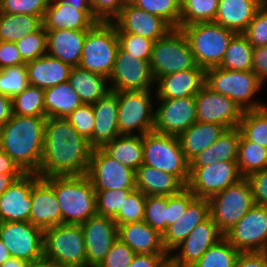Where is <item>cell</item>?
Returning a JSON list of instances; mask_svg holds the SVG:
<instances>
[{
    "label": "cell",
    "mask_w": 267,
    "mask_h": 267,
    "mask_svg": "<svg viewBox=\"0 0 267 267\" xmlns=\"http://www.w3.org/2000/svg\"><path fill=\"white\" fill-rule=\"evenodd\" d=\"M60 1L70 4L78 10H92L89 4V0H60Z\"/></svg>",
    "instance_id": "cell-67"
},
{
    "label": "cell",
    "mask_w": 267,
    "mask_h": 267,
    "mask_svg": "<svg viewBox=\"0 0 267 267\" xmlns=\"http://www.w3.org/2000/svg\"><path fill=\"white\" fill-rule=\"evenodd\" d=\"M117 37L123 51L141 60L151 59L153 40L131 33H117Z\"/></svg>",
    "instance_id": "cell-51"
},
{
    "label": "cell",
    "mask_w": 267,
    "mask_h": 267,
    "mask_svg": "<svg viewBox=\"0 0 267 267\" xmlns=\"http://www.w3.org/2000/svg\"><path fill=\"white\" fill-rule=\"evenodd\" d=\"M239 171L243 177L267 168V148L248 141L242 134L237 156Z\"/></svg>",
    "instance_id": "cell-40"
},
{
    "label": "cell",
    "mask_w": 267,
    "mask_h": 267,
    "mask_svg": "<svg viewBox=\"0 0 267 267\" xmlns=\"http://www.w3.org/2000/svg\"><path fill=\"white\" fill-rule=\"evenodd\" d=\"M81 227L87 267H98L118 238V226L112 218L96 214L81 224Z\"/></svg>",
    "instance_id": "cell-20"
},
{
    "label": "cell",
    "mask_w": 267,
    "mask_h": 267,
    "mask_svg": "<svg viewBox=\"0 0 267 267\" xmlns=\"http://www.w3.org/2000/svg\"><path fill=\"white\" fill-rule=\"evenodd\" d=\"M168 263V253H139L135 255L128 267H165Z\"/></svg>",
    "instance_id": "cell-60"
},
{
    "label": "cell",
    "mask_w": 267,
    "mask_h": 267,
    "mask_svg": "<svg viewBox=\"0 0 267 267\" xmlns=\"http://www.w3.org/2000/svg\"><path fill=\"white\" fill-rule=\"evenodd\" d=\"M46 53L72 67L79 66L87 30H46Z\"/></svg>",
    "instance_id": "cell-28"
},
{
    "label": "cell",
    "mask_w": 267,
    "mask_h": 267,
    "mask_svg": "<svg viewBox=\"0 0 267 267\" xmlns=\"http://www.w3.org/2000/svg\"><path fill=\"white\" fill-rule=\"evenodd\" d=\"M240 251L225 237L211 246L192 267H235Z\"/></svg>",
    "instance_id": "cell-44"
},
{
    "label": "cell",
    "mask_w": 267,
    "mask_h": 267,
    "mask_svg": "<svg viewBox=\"0 0 267 267\" xmlns=\"http://www.w3.org/2000/svg\"><path fill=\"white\" fill-rule=\"evenodd\" d=\"M241 131L239 128L226 129L212 145L189 162V168H199L216 161H237Z\"/></svg>",
    "instance_id": "cell-34"
},
{
    "label": "cell",
    "mask_w": 267,
    "mask_h": 267,
    "mask_svg": "<svg viewBox=\"0 0 267 267\" xmlns=\"http://www.w3.org/2000/svg\"><path fill=\"white\" fill-rule=\"evenodd\" d=\"M136 7L157 15L173 28H179L181 0H130Z\"/></svg>",
    "instance_id": "cell-45"
},
{
    "label": "cell",
    "mask_w": 267,
    "mask_h": 267,
    "mask_svg": "<svg viewBox=\"0 0 267 267\" xmlns=\"http://www.w3.org/2000/svg\"><path fill=\"white\" fill-rule=\"evenodd\" d=\"M151 95V90L117 92L120 135H135L131 132L136 129V135H145L154 130L155 109Z\"/></svg>",
    "instance_id": "cell-11"
},
{
    "label": "cell",
    "mask_w": 267,
    "mask_h": 267,
    "mask_svg": "<svg viewBox=\"0 0 267 267\" xmlns=\"http://www.w3.org/2000/svg\"><path fill=\"white\" fill-rule=\"evenodd\" d=\"M43 255L59 267H87L81 225L62 223L44 229Z\"/></svg>",
    "instance_id": "cell-6"
},
{
    "label": "cell",
    "mask_w": 267,
    "mask_h": 267,
    "mask_svg": "<svg viewBox=\"0 0 267 267\" xmlns=\"http://www.w3.org/2000/svg\"><path fill=\"white\" fill-rule=\"evenodd\" d=\"M210 216L207 198H195L183 215L168 226L162 234V243L168 254L178 246L190 232Z\"/></svg>",
    "instance_id": "cell-27"
},
{
    "label": "cell",
    "mask_w": 267,
    "mask_h": 267,
    "mask_svg": "<svg viewBox=\"0 0 267 267\" xmlns=\"http://www.w3.org/2000/svg\"><path fill=\"white\" fill-rule=\"evenodd\" d=\"M197 66L204 70L219 67L227 47L237 34L215 22H198L180 28Z\"/></svg>",
    "instance_id": "cell-4"
},
{
    "label": "cell",
    "mask_w": 267,
    "mask_h": 267,
    "mask_svg": "<svg viewBox=\"0 0 267 267\" xmlns=\"http://www.w3.org/2000/svg\"><path fill=\"white\" fill-rule=\"evenodd\" d=\"M264 2L265 0H219L214 22L235 33H243Z\"/></svg>",
    "instance_id": "cell-31"
},
{
    "label": "cell",
    "mask_w": 267,
    "mask_h": 267,
    "mask_svg": "<svg viewBox=\"0 0 267 267\" xmlns=\"http://www.w3.org/2000/svg\"><path fill=\"white\" fill-rule=\"evenodd\" d=\"M224 235L209 216L169 254V262L176 267H192L202 255ZM174 251H178L174 253Z\"/></svg>",
    "instance_id": "cell-18"
},
{
    "label": "cell",
    "mask_w": 267,
    "mask_h": 267,
    "mask_svg": "<svg viewBox=\"0 0 267 267\" xmlns=\"http://www.w3.org/2000/svg\"><path fill=\"white\" fill-rule=\"evenodd\" d=\"M118 238L136 254L167 253L163 247L162 234L144 220L119 225Z\"/></svg>",
    "instance_id": "cell-30"
},
{
    "label": "cell",
    "mask_w": 267,
    "mask_h": 267,
    "mask_svg": "<svg viewBox=\"0 0 267 267\" xmlns=\"http://www.w3.org/2000/svg\"><path fill=\"white\" fill-rule=\"evenodd\" d=\"M29 263V261L10 257L0 267H28Z\"/></svg>",
    "instance_id": "cell-66"
},
{
    "label": "cell",
    "mask_w": 267,
    "mask_h": 267,
    "mask_svg": "<svg viewBox=\"0 0 267 267\" xmlns=\"http://www.w3.org/2000/svg\"><path fill=\"white\" fill-rule=\"evenodd\" d=\"M253 46L242 33H237L227 47L222 69L234 71H252Z\"/></svg>",
    "instance_id": "cell-39"
},
{
    "label": "cell",
    "mask_w": 267,
    "mask_h": 267,
    "mask_svg": "<svg viewBox=\"0 0 267 267\" xmlns=\"http://www.w3.org/2000/svg\"><path fill=\"white\" fill-rule=\"evenodd\" d=\"M44 89L28 85L12 98L13 114L19 116L45 117Z\"/></svg>",
    "instance_id": "cell-43"
},
{
    "label": "cell",
    "mask_w": 267,
    "mask_h": 267,
    "mask_svg": "<svg viewBox=\"0 0 267 267\" xmlns=\"http://www.w3.org/2000/svg\"><path fill=\"white\" fill-rule=\"evenodd\" d=\"M28 267H59L54 262L42 258L38 261L30 262Z\"/></svg>",
    "instance_id": "cell-68"
},
{
    "label": "cell",
    "mask_w": 267,
    "mask_h": 267,
    "mask_svg": "<svg viewBox=\"0 0 267 267\" xmlns=\"http://www.w3.org/2000/svg\"><path fill=\"white\" fill-rule=\"evenodd\" d=\"M143 220L163 234L169 226V196H146Z\"/></svg>",
    "instance_id": "cell-46"
},
{
    "label": "cell",
    "mask_w": 267,
    "mask_h": 267,
    "mask_svg": "<svg viewBox=\"0 0 267 267\" xmlns=\"http://www.w3.org/2000/svg\"><path fill=\"white\" fill-rule=\"evenodd\" d=\"M68 82L83 104L93 105L111 91L107 77L79 66L72 68Z\"/></svg>",
    "instance_id": "cell-35"
},
{
    "label": "cell",
    "mask_w": 267,
    "mask_h": 267,
    "mask_svg": "<svg viewBox=\"0 0 267 267\" xmlns=\"http://www.w3.org/2000/svg\"><path fill=\"white\" fill-rule=\"evenodd\" d=\"M11 257L8 248L4 242L0 239V266Z\"/></svg>",
    "instance_id": "cell-69"
},
{
    "label": "cell",
    "mask_w": 267,
    "mask_h": 267,
    "mask_svg": "<svg viewBox=\"0 0 267 267\" xmlns=\"http://www.w3.org/2000/svg\"><path fill=\"white\" fill-rule=\"evenodd\" d=\"M157 99L195 97L205 85V70L200 66L186 71L171 73L155 81Z\"/></svg>",
    "instance_id": "cell-23"
},
{
    "label": "cell",
    "mask_w": 267,
    "mask_h": 267,
    "mask_svg": "<svg viewBox=\"0 0 267 267\" xmlns=\"http://www.w3.org/2000/svg\"><path fill=\"white\" fill-rule=\"evenodd\" d=\"M252 72L263 83L267 81V46L253 48Z\"/></svg>",
    "instance_id": "cell-61"
},
{
    "label": "cell",
    "mask_w": 267,
    "mask_h": 267,
    "mask_svg": "<svg viewBox=\"0 0 267 267\" xmlns=\"http://www.w3.org/2000/svg\"><path fill=\"white\" fill-rule=\"evenodd\" d=\"M226 128L216 123L195 122L178 136L185 158L190 162L212 145L225 132Z\"/></svg>",
    "instance_id": "cell-33"
},
{
    "label": "cell",
    "mask_w": 267,
    "mask_h": 267,
    "mask_svg": "<svg viewBox=\"0 0 267 267\" xmlns=\"http://www.w3.org/2000/svg\"><path fill=\"white\" fill-rule=\"evenodd\" d=\"M13 116L12 98L0 94V127L4 126Z\"/></svg>",
    "instance_id": "cell-64"
},
{
    "label": "cell",
    "mask_w": 267,
    "mask_h": 267,
    "mask_svg": "<svg viewBox=\"0 0 267 267\" xmlns=\"http://www.w3.org/2000/svg\"><path fill=\"white\" fill-rule=\"evenodd\" d=\"M44 93L46 118H67L83 104L68 81L45 89Z\"/></svg>",
    "instance_id": "cell-36"
},
{
    "label": "cell",
    "mask_w": 267,
    "mask_h": 267,
    "mask_svg": "<svg viewBox=\"0 0 267 267\" xmlns=\"http://www.w3.org/2000/svg\"><path fill=\"white\" fill-rule=\"evenodd\" d=\"M0 173L24 174L25 172L0 148Z\"/></svg>",
    "instance_id": "cell-63"
},
{
    "label": "cell",
    "mask_w": 267,
    "mask_h": 267,
    "mask_svg": "<svg viewBox=\"0 0 267 267\" xmlns=\"http://www.w3.org/2000/svg\"><path fill=\"white\" fill-rule=\"evenodd\" d=\"M46 117L14 115L0 127V148L25 173H38L44 147Z\"/></svg>",
    "instance_id": "cell-2"
},
{
    "label": "cell",
    "mask_w": 267,
    "mask_h": 267,
    "mask_svg": "<svg viewBox=\"0 0 267 267\" xmlns=\"http://www.w3.org/2000/svg\"><path fill=\"white\" fill-rule=\"evenodd\" d=\"M197 66L189 43L179 28L153 44L150 68L155 81L162 76L193 69Z\"/></svg>",
    "instance_id": "cell-9"
},
{
    "label": "cell",
    "mask_w": 267,
    "mask_h": 267,
    "mask_svg": "<svg viewBox=\"0 0 267 267\" xmlns=\"http://www.w3.org/2000/svg\"><path fill=\"white\" fill-rule=\"evenodd\" d=\"M134 189H108L95 191L97 214L114 219L128 194Z\"/></svg>",
    "instance_id": "cell-50"
},
{
    "label": "cell",
    "mask_w": 267,
    "mask_h": 267,
    "mask_svg": "<svg viewBox=\"0 0 267 267\" xmlns=\"http://www.w3.org/2000/svg\"><path fill=\"white\" fill-rule=\"evenodd\" d=\"M23 174L0 173V196Z\"/></svg>",
    "instance_id": "cell-65"
},
{
    "label": "cell",
    "mask_w": 267,
    "mask_h": 267,
    "mask_svg": "<svg viewBox=\"0 0 267 267\" xmlns=\"http://www.w3.org/2000/svg\"><path fill=\"white\" fill-rule=\"evenodd\" d=\"M158 101L161 104L155 109L154 131L178 137L197 122L194 97Z\"/></svg>",
    "instance_id": "cell-19"
},
{
    "label": "cell",
    "mask_w": 267,
    "mask_h": 267,
    "mask_svg": "<svg viewBox=\"0 0 267 267\" xmlns=\"http://www.w3.org/2000/svg\"><path fill=\"white\" fill-rule=\"evenodd\" d=\"M205 85L212 91L232 99L243 111L266 106L254 100L264 83L252 71L209 68L205 70Z\"/></svg>",
    "instance_id": "cell-5"
},
{
    "label": "cell",
    "mask_w": 267,
    "mask_h": 267,
    "mask_svg": "<svg viewBox=\"0 0 267 267\" xmlns=\"http://www.w3.org/2000/svg\"><path fill=\"white\" fill-rule=\"evenodd\" d=\"M28 85L26 65L7 67L0 70V94L13 98L22 93Z\"/></svg>",
    "instance_id": "cell-47"
},
{
    "label": "cell",
    "mask_w": 267,
    "mask_h": 267,
    "mask_svg": "<svg viewBox=\"0 0 267 267\" xmlns=\"http://www.w3.org/2000/svg\"><path fill=\"white\" fill-rule=\"evenodd\" d=\"M136 189L146 196H169L186 186L173 174L142 164L135 172Z\"/></svg>",
    "instance_id": "cell-32"
},
{
    "label": "cell",
    "mask_w": 267,
    "mask_h": 267,
    "mask_svg": "<svg viewBox=\"0 0 267 267\" xmlns=\"http://www.w3.org/2000/svg\"><path fill=\"white\" fill-rule=\"evenodd\" d=\"M92 148L66 118H47L39 167L41 178L87 173Z\"/></svg>",
    "instance_id": "cell-1"
},
{
    "label": "cell",
    "mask_w": 267,
    "mask_h": 267,
    "mask_svg": "<svg viewBox=\"0 0 267 267\" xmlns=\"http://www.w3.org/2000/svg\"><path fill=\"white\" fill-rule=\"evenodd\" d=\"M42 20L40 16L0 12V41L16 42L38 30Z\"/></svg>",
    "instance_id": "cell-38"
},
{
    "label": "cell",
    "mask_w": 267,
    "mask_h": 267,
    "mask_svg": "<svg viewBox=\"0 0 267 267\" xmlns=\"http://www.w3.org/2000/svg\"><path fill=\"white\" fill-rule=\"evenodd\" d=\"M103 149L135 172L143 164V135H120Z\"/></svg>",
    "instance_id": "cell-37"
},
{
    "label": "cell",
    "mask_w": 267,
    "mask_h": 267,
    "mask_svg": "<svg viewBox=\"0 0 267 267\" xmlns=\"http://www.w3.org/2000/svg\"><path fill=\"white\" fill-rule=\"evenodd\" d=\"M130 0H89L92 14L98 22H113Z\"/></svg>",
    "instance_id": "cell-56"
},
{
    "label": "cell",
    "mask_w": 267,
    "mask_h": 267,
    "mask_svg": "<svg viewBox=\"0 0 267 267\" xmlns=\"http://www.w3.org/2000/svg\"><path fill=\"white\" fill-rule=\"evenodd\" d=\"M165 267H176V266L172 265V264L169 262Z\"/></svg>",
    "instance_id": "cell-70"
},
{
    "label": "cell",
    "mask_w": 267,
    "mask_h": 267,
    "mask_svg": "<svg viewBox=\"0 0 267 267\" xmlns=\"http://www.w3.org/2000/svg\"><path fill=\"white\" fill-rule=\"evenodd\" d=\"M143 164L175 175L185 186L189 179V162L177 136L157 131L143 135Z\"/></svg>",
    "instance_id": "cell-8"
},
{
    "label": "cell",
    "mask_w": 267,
    "mask_h": 267,
    "mask_svg": "<svg viewBox=\"0 0 267 267\" xmlns=\"http://www.w3.org/2000/svg\"><path fill=\"white\" fill-rule=\"evenodd\" d=\"M117 33H131L146 37L154 42L167 35L173 27L163 18L150 14L130 1L113 21Z\"/></svg>",
    "instance_id": "cell-22"
},
{
    "label": "cell",
    "mask_w": 267,
    "mask_h": 267,
    "mask_svg": "<svg viewBox=\"0 0 267 267\" xmlns=\"http://www.w3.org/2000/svg\"><path fill=\"white\" fill-rule=\"evenodd\" d=\"M44 230L30 222H0V239L8 248L11 257L29 262L44 258Z\"/></svg>",
    "instance_id": "cell-14"
},
{
    "label": "cell",
    "mask_w": 267,
    "mask_h": 267,
    "mask_svg": "<svg viewBox=\"0 0 267 267\" xmlns=\"http://www.w3.org/2000/svg\"><path fill=\"white\" fill-rule=\"evenodd\" d=\"M118 48L116 25L113 22H97L87 30L79 67L109 78Z\"/></svg>",
    "instance_id": "cell-7"
},
{
    "label": "cell",
    "mask_w": 267,
    "mask_h": 267,
    "mask_svg": "<svg viewBox=\"0 0 267 267\" xmlns=\"http://www.w3.org/2000/svg\"><path fill=\"white\" fill-rule=\"evenodd\" d=\"M43 179L54 189L62 223L81 225L97 214L96 193L86 174Z\"/></svg>",
    "instance_id": "cell-3"
},
{
    "label": "cell",
    "mask_w": 267,
    "mask_h": 267,
    "mask_svg": "<svg viewBox=\"0 0 267 267\" xmlns=\"http://www.w3.org/2000/svg\"><path fill=\"white\" fill-rule=\"evenodd\" d=\"M42 22L46 30H89L98 21L92 10H78L60 0H50Z\"/></svg>",
    "instance_id": "cell-25"
},
{
    "label": "cell",
    "mask_w": 267,
    "mask_h": 267,
    "mask_svg": "<svg viewBox=\"0 0 267 267\" xmlns=\"http://www.w3.org/2000/svg\"><path fill=\"white\" fill-rule=\"evenodd\" d=\"M29 222L41 229L62 224V214L54 189L41 178L31 192Z\"/></svg>",
    "instance_id": "cell-26"
},
{
    "label": "cell",
    "mask_w": 267,
    "mask_h": 267,
    "mask_svg": "<svg viewBox=\"0 0 267 267\" xmlns=\"http://www.w3.org/2000/svg\"><path fill=\"white\" fill-rule=\"evenodd\" d=\"M246 178L251 186L255 204L267 208V168L251 173Z\"/></svg>",
    "instance_id": "cell-58"
},
{
    "label": "cell",
    "mask_w": 267,
    "mask_h": 267,
    "mask_svg": "<svg viewBox=\"0 0 267 267\" xmlns=\"http://www.w3.org/2000/svg\"><path fill=\"white\" fill-rule=\"evenodd\" d=\"M50 0H0V12L44 17Z\"/></svg>",
    "instance_id": "cell-53"
},
{
    "label": "cell",
    "mask_w": 267,
    "mask_h": 267,
    "mask_svg": "<svg viewBox=\"0 0 267 267\" xmlns=\"http://www.w3.org/2000/svg\"><path fill=\"white\" fill-rule=\"evenodd\" d=\"M224 237L240 252L267 251V208L255 204Z\"/></svg>",
    "instance_id": "cell-15"
},
{
    "label": "cell",
    "mask_w": 267,
    "mask_h": 267,
    "mask_svg": "<svg viewBox=\"0 0 267 267\" xmlns=\"http://www.w3.org/2000/svg\"><path fill=\"white\" fill-rule=\"evenodd\" d=\"M25 64L15 42L0 41V70Z\"/></svg>",
    "instance_id": "cell-59"
},
{
    "label": "cell",
    "mask_w": 267,
    "mask_h": 267,
    "mask_svg": "<svg viewBox=\"0 0 267 267\" xmlns=\"http://www.w3.org/2000/svg\"><path fill=\"white\" fill-rule=\"evenodd\" d=\"M248 140L267 148V105L253 110H245L238 126Z\"/></svg>",
    "instance_id": "cell-41"
},
{
    "label": "cell",
    "mask_w": 267,
    "mask_h": 267,
    "mask_svg": "<svg viewBox=\"0 0 267 267\" xmlns=\"http://www.w3.org/2000/svg\"><path fill=\"white\" fill-rule=\"evenodd\" d=\"M41 179L37 173H24L0 196V222H29L32 187Z\"/></svg>",
    "instance_id": "cell-21"
},
{
    "label": "cell",
    "mask_w": 267,
    "mask_h": 267,
    "mask_svg": "<svg viewBox=\"0 0 267 267\" xmlns=\"http://www.w3.org/2000/svg\"><path fill=\"white\" fill-rule=\"evenodd\" d=\"M86 175L95 191L136 189L135 171L115 160L103 148L92 149Z\"/></svg>",
    "instance_id": "cell-12"
},
{
    "label": "cell",
    "mask_w": 267,
    "mask_h": 267,
    "mask_svg": "<svg viewBox=\"0 0 267 267\" xmlns=\"http://www.w3.org/2000/svg\"><path fill=\"white\" fill-rule=\"evenodd\" d=\"M209 213L225 235L255 205L247 178L208 198Z\"/></svg>",
    "instance_id": "cell-10"
},
{
    "label": "cell",
    "mask_w": 267,
    "mask_h": 267,
    "mask_svg": "<svg viewBox=\"0 0 267 267\" xmlns=\"http://www.w3.org/2000/svg\"><path fill=\"white\" fill-rule=\"evenodd\" d=\"M95 126L91 136V148H103L107 143L120 136L118 130L117 91H110L92 105Z\"/></svg>",
    "instance_id": "cell-24"
},
{
    "label": "cell",
    "mask_w": 267,
    "mask_h": 267,
    "mask_svg": "<svg viewBox=\"0 0 267 267\" xmlns=\"http://www.w3.org/2000/svg\"><path fill=\"white\" fill-rule=\"evenodd\" d=\"M111 91L151 90L155 79L151 72L150 60H141L118 48L114 68L109 76Z\"/></svg>",
    "instance_id": "cell-16"
},
{
    "label": "cell",
    "mask_w": 267,
    "mask_h": 267,
    "mask_svg": "<svg viewBox=\"0 0 267 267\" xmlns=\"http://www.w3.org/2000/svg\"><path fill=\"white\" fill-rule=\"evenodd\" d=\"M135 255L127 244L117 238L98 267H128Z\"/></svg>",
    "instance_id": "cell-55"
},
{
    "label": "cell",
    "mask_w": 267,
    "mask_h": 267,
    "mask_svg": "<svg viewBox=\"0 0 267 267\" xmlns=\"http://www.w3.org/2000/svg\"><path fill=\"white\" fill-rule=\"evenodd\" d=\"M195 198V195L187 187L177 194L169 195V226L185 213L187 206Z\"/></svg>",
    "instance_id": "cell-57"
},
{
    "label": "cell",
    "mask_w": 267,
    "mask_h": 267,
    "mask_svg": "<svg viewBox=\"0 0 267 267\" xmlns=\"http://www.w3.org/2000/svg\"><path fill=\"white\" fill-rule=\"evenodd\" d=\"M242 34L253 48L267 46V3L264 2L256 11L250 24Z\"/></svg>",
    "instance_id": "cell-52"
},
{
    "label": "cell",
    "mask_w": 267,
    "mask_h": 267,
    "mask_svg": "<svg viewBox=\"0 0 267 267\" xmlns=\"http://www.w3.org/2000/svg\"><path fill=\"white\" fill-rule=\"evenodd\" d=\"M25 63L33 61L46 54L47 32L42 25L38 30L15 42Z\"/></svg>",
    "instance_id": "cell-49"
},
{
    "label": "cell",
    "mask_w": 267,
    "mask_h": 267,
    "mask_svg": "<svg viewBox=\"0 0 267 267\" xmlns=\"http://www.w3.org/2000/svg\"><path fill=\"white\" fill-rule=\"evenodd\" d=\"M194 98L197 121L216 123L226 129L239 126L244 111L229 97L216 93L204 85Z\"/></svg>",
    "instance_id": "cell-17"
},
{
    "label": "cell",
    "mask_w": 267,
    "mask_h": 267,
    "mask_svg": "<svg viewBox=\"0 0 267 267\" xmlns=\"http://www.w3.org/2000/svg\"><path fill=\"white\" fill-rule=\"evenodd\" d=\"M244 178L236 161H216L210 165L189 168L186 187L196 198H209Z\"/></svg>",
    "instance_id": "cell-13"
},
{
    "label": "cell",
    "mask_w": 267,
    "mask_h": 267,
    "mask_svg": "<svg viewBox=\"0 0 267 267\" xmlns=\"http://www.w3.org/2000/svg\"><path fill=\"white\" fill-rule=\"evenodd\" d=\"M146 195L141 191L132 190L124 200L117 216L113 219L116 225L138 222L144 219Z\"/></svg>",
    "instance_id": "cell-48"
},
{
    "label": "cell",
    "mask_w": 267,
    "mask_h": 267,
    "mask_svg": "<svg viewBox=\"0 0 267 267\" xmlns=\"http://www.w3.org/2000/svg\"><path fill=\"white\" fill-rule=\"evenodd\" d=\"M72 127L86 140L91 147V136L95 126V117L91 104H82L67 118Z\"/></svg>",
    "instance_id": "cell-54"
},
{
    "label": "cell",
    "mask_w": 267,
    "mask_h": 267,
    "mask_svg": "<svg viewBox=\"0 0 267 267\" xmlns=\"http://www.w3.org/2000/svg\"><path fill=\"white\" fill-rule=\"evenodd\" d=\"M25 65L28 83L44 90L67 82L73 68L47 53Z\"/></svg>",
    "instance_id": "cell-29"
},
{
    "label": "cell",
    "mask_w": 267,
    "mask_h": 267,
    "mask_svg": "<svg viewBox=\"0 0 267 267\" xmlns=\"http://www.w3.org/2000/svg\"><path fill=\"white\" fill-rule=\"evenodd\" d=\"M219 0H181L179 29L198 22H214Z\"/></svg>",
    "instance_id": "cell-42"
},
{
    "label": "cell",
    "mask_w": 267,
    "mask_h": 267,
    "mask_svg": "<svg viewBox=\"0 0 267 267\" xmlns=\"http://www.w3.org/2000/svg\"><path fill=\"white\" fill-rule=\"evenodd\" d=\"M235 267H267V252H240Z\"/></svg>",
    "instance_id": "cell-62"
}]
</instances>
